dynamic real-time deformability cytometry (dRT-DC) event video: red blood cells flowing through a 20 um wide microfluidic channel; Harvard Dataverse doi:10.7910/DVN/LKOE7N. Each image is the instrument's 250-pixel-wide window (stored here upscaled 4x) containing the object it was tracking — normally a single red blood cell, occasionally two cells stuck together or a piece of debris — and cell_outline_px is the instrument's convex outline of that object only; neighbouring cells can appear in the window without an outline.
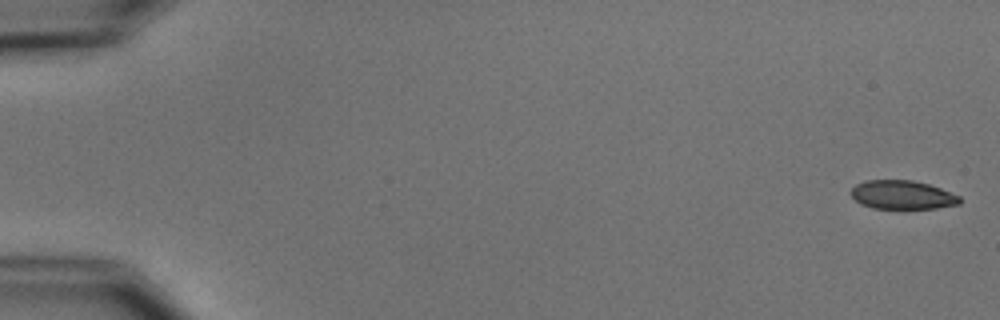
{"species": "common noctule bat (a hibernating species)", "species_latin": "Nyctalus noctula", "temperature_condition": "cold", "stored_images_in_passage": 10, "camera_frame_rate_fps": 3000, "um_per_image_px": 0.085, "animal": {"sex": "male", "body_mass_g": 15.6}, "frame": {"image": 1, "passage_image": 1, "time_ms": 0.0, "image_size_px": [1000, 320], "cell_outline_px": [[960, 204], [936, 208], [872, 208], [860, 204], [848, 192], [856, 184], [864, 180], [912, 180], [928, 184], [940, 188], [960, 196]], "centroid_in_image_um": [76.66, 16.56], "position_along_channel_um": 8.3, "area_um2": 18.21}}
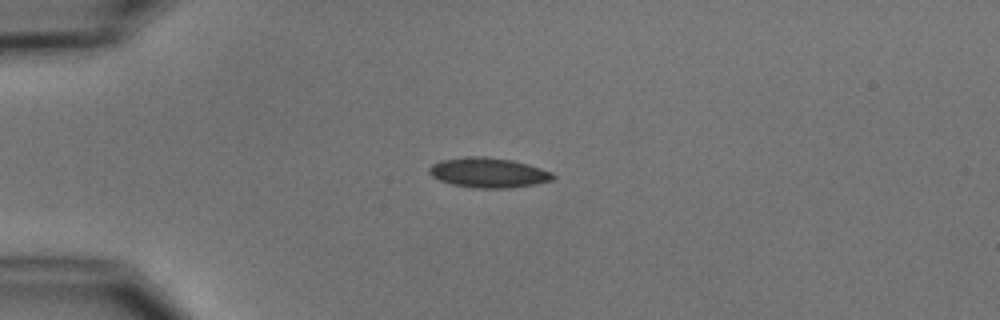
{"frame": {"image": 2, "passage_image": 4, "time_ms": 4.333, "image_size_px": [1000, 320], "cell_outline_px": [[556, 176], [552, 180], [536, 184], [508, 188], [472, 188], [452, 184], [440, 180], [432, 176], [428, 172], [428, 168], [432, 164], [440, 160], [464, 156], [484, 156], [512, 160], [528, 164], [552, 172]], "centroid_in_image_um": [41.49, 14.67], "position_along_channel_um": 43.5, "area_um2": 21.73}}
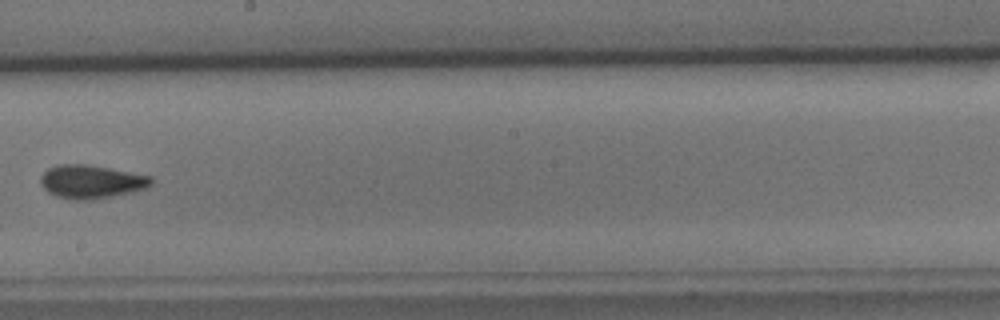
{"frame": {"image": 3, "passage_image": 9, "time_ms": 10.333, "image_size_px": [1000, 320], "cell_outline_px": [[156, 180], [152, 184], [144, 188], [132, 192], [112, 196], [88, 200], [76, 200], [56, 196], [48, 192], [40, 184], [40, 176], [48, 168], [60, 164], [88, 164], [152, 176]], "centroid_in_image_um": [7.76, 15.43], "position_along_channel_um": 240.4, "area_um2": 21.62}}